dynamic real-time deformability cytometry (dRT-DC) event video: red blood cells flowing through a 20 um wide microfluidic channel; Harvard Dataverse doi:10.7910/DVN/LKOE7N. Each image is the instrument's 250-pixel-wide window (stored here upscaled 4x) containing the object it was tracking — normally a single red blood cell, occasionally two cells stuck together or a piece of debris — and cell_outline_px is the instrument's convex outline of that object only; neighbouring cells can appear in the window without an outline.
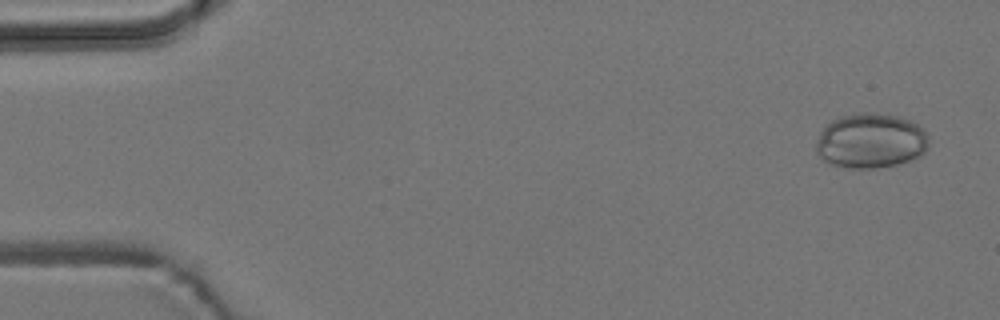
{"species": "common noctule bat (a hibernating species)", "species_latin": "Nyctalus noctula", "temperature_condition": "room temperature", "stored_images_in_passage": 4, "camera_frame_rate_fps": 3000, "um_per_image_px": 0.085, "animal": {"sex": "male", "body_mass_g": 19.2, "forearm_length_mm": 51.8}, "frame": {"image": 1, "passage_image": 1, "time_ms": 0.0, "image_size_px": [1000, 320], "cell_outline_px": [[928, 148], [920, 156], [896, 164], [876, 168], [848, 168], [832, 164], [824, 160], [816, 152], [816, 140], [820, 132], [832, 120], [840, 116], [860, 112], [868, 112], [896, 116], [908, 120], [916, 124], [928, 132]], "centroid_in_image_um": [74.01, 11.97], "position_along_channel_um": 11.0, "area_um2": 36.01}}